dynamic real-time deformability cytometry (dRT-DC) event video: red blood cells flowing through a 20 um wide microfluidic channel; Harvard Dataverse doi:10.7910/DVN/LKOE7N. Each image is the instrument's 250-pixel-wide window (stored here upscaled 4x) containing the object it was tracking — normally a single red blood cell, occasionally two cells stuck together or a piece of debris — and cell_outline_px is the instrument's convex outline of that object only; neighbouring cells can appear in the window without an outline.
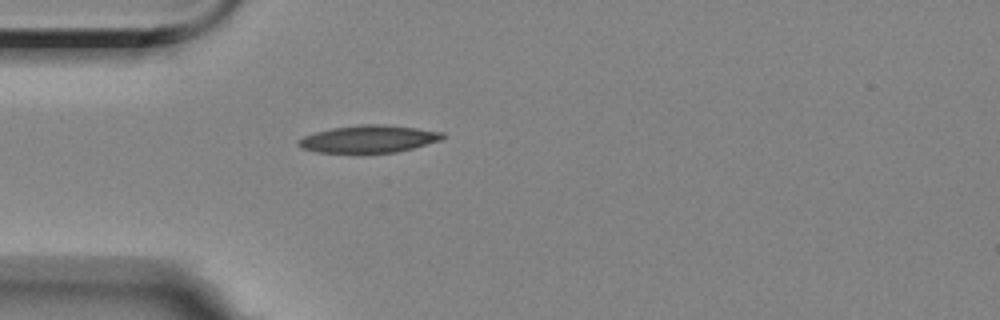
{"species": "Egyptian fruit bat (a non-hibernating species)", "species_latin": "Rousettus aegyptiacus", "temperature_condition": "room temperature", "stored_images_in_passage": 2, "camera_frame_rate_fps": 3000, "um_per_image_px": 0.085, "animal": {"sex": "female"}, "frame": {"image": 1, "passage_image": 1, "time_ms": 0.0, "image_size_px": [1000, 320], "cell_outline_px": [[444, 136], [440, 140], [412, 148], [396, 152], [316, 152], [300, 148], [296, 144], [296, 140], [304, 136], [316, 132], [332, 128], [360, 124], [380, 124], [416, 128], [444, 132]], "centroid_in_image_um": [31.29, 11.8], "position_along_channel_um": 53.7, "area_um2": 22.77}}